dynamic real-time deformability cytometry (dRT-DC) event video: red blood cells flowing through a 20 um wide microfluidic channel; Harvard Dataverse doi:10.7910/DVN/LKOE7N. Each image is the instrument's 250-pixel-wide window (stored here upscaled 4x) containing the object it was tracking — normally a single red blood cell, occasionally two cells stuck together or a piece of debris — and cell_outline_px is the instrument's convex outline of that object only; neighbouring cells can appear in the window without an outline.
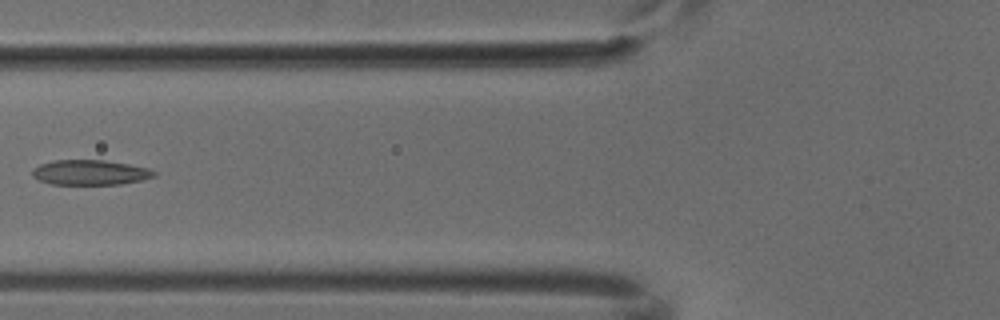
{"species": "common noctule bat (a hibernating species)", "species_latin": "Nyctalus noctula", "temperature_condition": "cold", "stored_images_in_passage": 2, "camera_frame_rate_fps": 3000, "um_per_image_px": 0.085, "animal": {"sex": "male", "body_mass_g": 18.8}, "frame": {"image": 1, "passage_image": 2, "time_ms": 0.333, "image_size_px": [1000, 320], "cell_outline_px": [[156, 176], [140, 180], [120, 184], [52, 184], [40, 180], [32, 176], [32, 168], [40, 164], [52, 160], [104, 160], [128, 164], [148, 168], [156, 172]], "centroid_in_image_um": [7.64, 14.65], "position_along_channel_um": 118.2, "area_um2": 17.69}}